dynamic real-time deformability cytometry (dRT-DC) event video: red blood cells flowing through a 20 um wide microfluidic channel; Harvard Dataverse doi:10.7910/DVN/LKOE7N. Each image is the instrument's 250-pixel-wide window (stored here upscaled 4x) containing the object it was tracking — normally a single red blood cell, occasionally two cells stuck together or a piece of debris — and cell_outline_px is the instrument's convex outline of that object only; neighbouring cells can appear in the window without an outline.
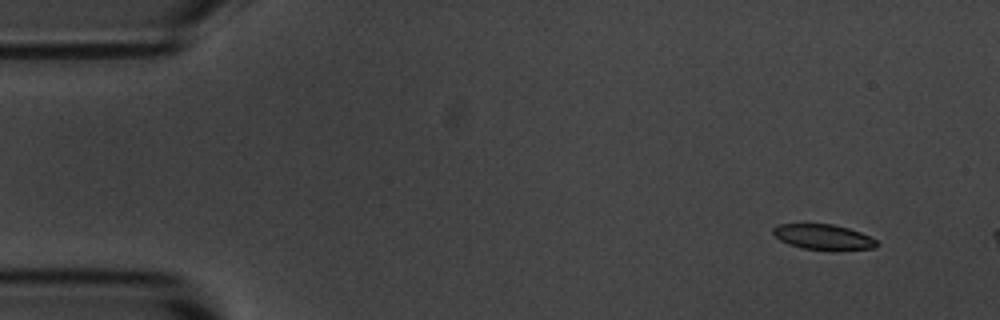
{"species": "common noctule bat (a hibernating species)", "species_latin": "Nyctalus noctula", "temperature_condition": "room temperature", "stored_images_in_passage": 10, "camera_frame_rate_fps": 3000, "um_per_image_px": 0.085, "animal": {"sex": "male", "body_mass_g": 20.1, "forearm_length_mm": 53.5}, "frame": {"image": 1, "passage_image": 4, "time_ms": 1.0, "image_size_px": [1000, 320], "cell_outline_px": [[880, 244], [876, 248], [804, 248], [788, 244], [780, 240], [772, 232], [772, 228], [776, 224], [832, 224], [848, 228], [860, 232], [876, 240]], "centroid_in_image_um": [69.93, 20.1], "position_along_channel_um": 15.1, "area_um2": 14.68}}